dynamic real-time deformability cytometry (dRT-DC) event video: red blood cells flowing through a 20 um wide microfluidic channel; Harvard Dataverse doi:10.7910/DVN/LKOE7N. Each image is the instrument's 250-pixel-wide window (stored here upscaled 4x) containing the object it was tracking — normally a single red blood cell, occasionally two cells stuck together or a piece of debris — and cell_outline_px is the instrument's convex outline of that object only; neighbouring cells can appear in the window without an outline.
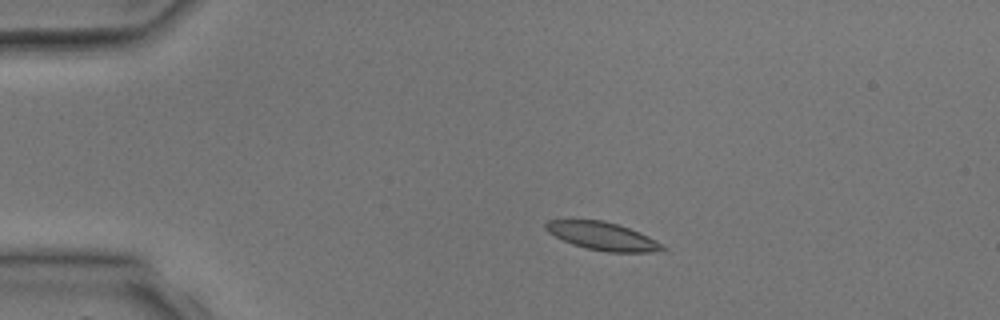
{"species": "common noctule bat (a hibernating species)", "species_latin": "Nyctalus noctula", "temperature_condition": "room temperature", "stored_images_in_passage": 3, "camera_frame_rate_fps": 3000, "um_per_image_px": 0.085, "animal": {"sex": "male", "body_mass_g": 17.9, "forearm_length_mm": 54.2}, "frame": {"image": 1, "passage_image": 2, "time_ms": 1.333, "image_size_px": [1000, 320], "cell_outline_px": [[668, 248], [664, 252], [608, 252], [588, 248], [572, 244], [548, 232], [544, 228], [544, 224], [548, 220], [604, 220], [640, 232], [648, 236]], "centroid_in_image_um": [51.25, 20.08], "position_along_channel_um": 33.7, "area_um2": 18.96}}